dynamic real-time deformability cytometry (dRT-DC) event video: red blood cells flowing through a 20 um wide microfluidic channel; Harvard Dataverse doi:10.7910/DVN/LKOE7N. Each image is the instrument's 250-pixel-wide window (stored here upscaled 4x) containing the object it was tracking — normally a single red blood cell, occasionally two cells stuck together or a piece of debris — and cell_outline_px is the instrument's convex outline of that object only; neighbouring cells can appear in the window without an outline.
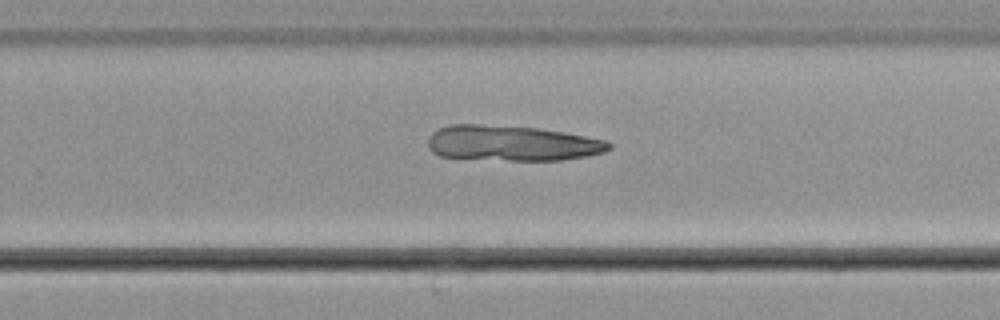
{"species": "common noctule bat (a hibernating species)", "species_latin": "Nyctalus noctula", "temperature_condition": "cold", "stored_images_in_passage": 38, "segment_of_instrument_passage": [2, 2], "camera_frame_rate_fps": 3000, "um_per_image_px": 0.085, "animal": {"sex": "male", "body_mass_g": 21.5, "forearm_length_mm": 52.0}, "frame": {"image": 1, "passage_image": 38, "time_ms": 12.333, "image_size_px": [1000, 320], "cell_outline_px": [[612, 148], [604, 152], [588, 156], [564, 160], [508, 160], [440, 156], [432, 152], [428, 148], [428, 140], [432, 132], [448, 124], [480, 124], [536, 128], [564, 132], [608, 140], [612, 144]], "centroid_in_image_um": [43.55, 12.17], "position_along_channel_um": 286.3, "area_um2": 37.45}}